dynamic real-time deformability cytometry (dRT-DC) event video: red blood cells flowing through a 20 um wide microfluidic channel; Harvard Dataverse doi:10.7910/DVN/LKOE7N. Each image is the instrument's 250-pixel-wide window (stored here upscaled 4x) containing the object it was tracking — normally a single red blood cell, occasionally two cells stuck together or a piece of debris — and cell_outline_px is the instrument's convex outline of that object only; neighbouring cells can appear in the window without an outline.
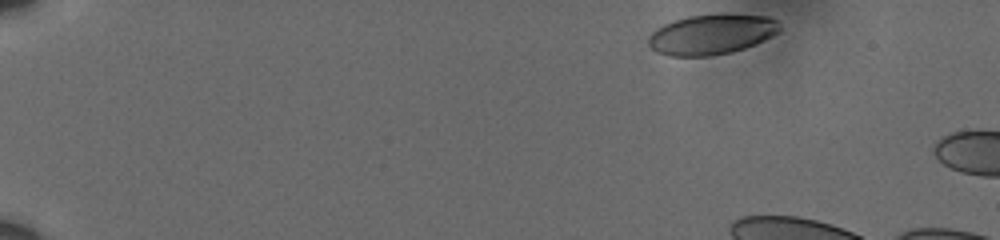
{"species": "human", "species_latin": "Homo sapiens", "temperature_condition": "cold", "stored_images_in_passage": 4, "camera_frame_rate_fps": 3000, "um_per_image_px": 0.085, "donor": {"sex": "male"}, "frame": {"image": 1, "passage_image": 1, "time_ms": 0.0, "image_size_px": [1000, 240], "cell_outline_px": [[780, 32], [756, 44], [732, 52], [712, 56], [668, 56], [656, 52], [648, 44], [648, 36], [656, 28], [664, 24], [688, 16], [724, 12], [728, 12], [768, 16], [780, 20]], "centroid_in_image_um": [60.53, 2.89], "position_along_channel_um": 24.5, "area_um2": 31.56}}